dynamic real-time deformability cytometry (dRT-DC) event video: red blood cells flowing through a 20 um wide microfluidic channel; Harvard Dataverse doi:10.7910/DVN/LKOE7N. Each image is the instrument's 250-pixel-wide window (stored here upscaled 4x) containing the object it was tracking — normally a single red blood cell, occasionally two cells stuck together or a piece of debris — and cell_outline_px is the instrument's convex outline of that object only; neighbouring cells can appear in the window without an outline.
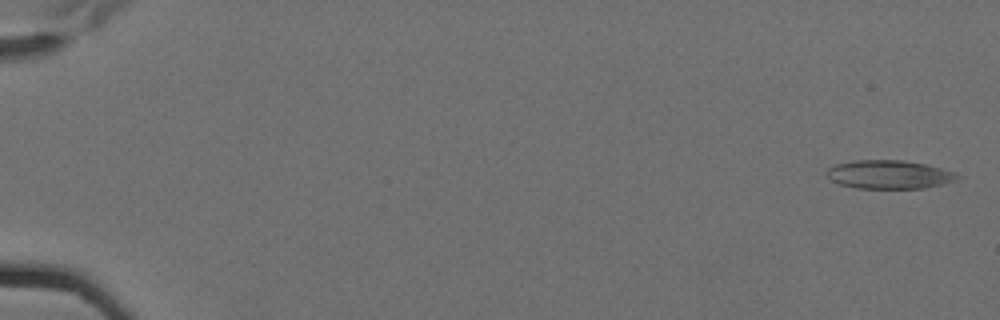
{"species": "Egyptian fruit bat (a non-hibernating species)", "species_latin": "Rousettus aegyptiacus", "temperature_condition": "cold", "stored_images_in_passage": 6, "camera_frame_rate_fps": 3000, "um_per_image_px": 0.085, "animal": {"sex": "female"}, "frame": {"image": 1, "passage_image": 1, "time_ms": 0.0, "image_size_px": [1000, 320], "cell_outline_px": [[964, 176], [956, 180], [944, 184], [924, 188], [856, 188], [840, 184], [832, 180], [828, 176], [828, 168], [836, 164], [856, 160], [900, 160], [924, 164], [956, 172]], "centroid_in_image_um": [75.64, 14.84], "position_along_channel_um": 9.4, "area_um2": 21.62}}
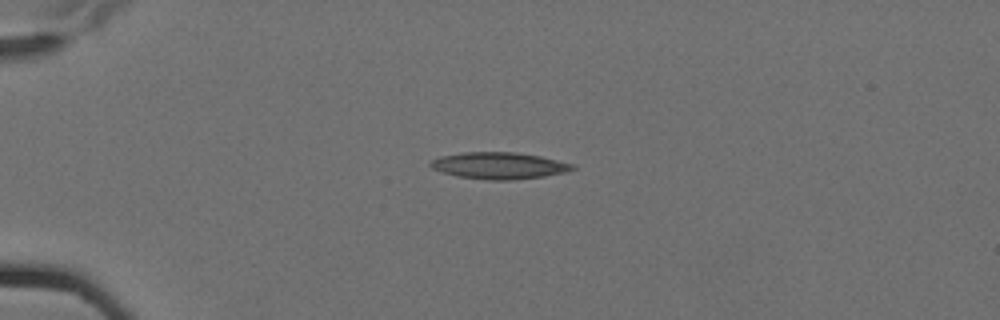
{"frame": {"image": 2, "passage_image": 4, "time_ms": 1.0, "image_size_px": [1000, 320], "cell_outline_px": [[576, 168], [568, 172], [544, 176], [512, 180], [488, 180], [456, 176], [432, 168], [428, 164], [432, 160], [440, 156], [464, 152], [516, 152], [540, 156], [576, 164]], "centroid_in_image_um": [42.46, 14.07], "position_along_channel_um": 42.5, "area_um2": 22.2}}
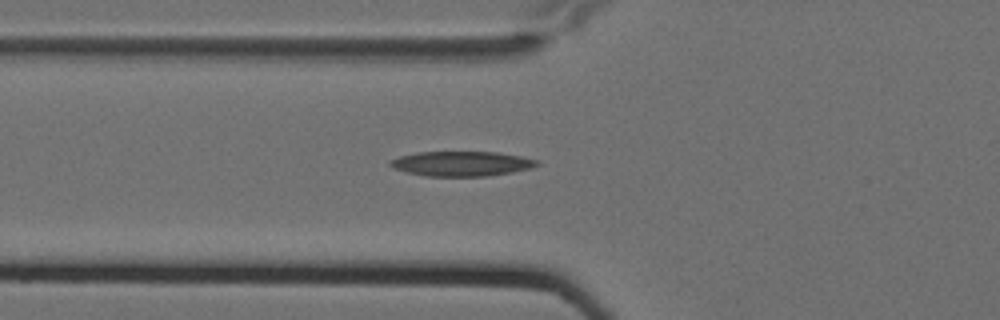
{"frame": {"image": 3, "passage_image": 6, "time_ms": 1.667, "image_size_px": [1000, 320], "cell_outline_px": [[540, 164], [532, 168], [512, 172], [488, 176], [424, 176], [392, 168], [388, 164], [388, 160], [400, 156], [416, 152], [496, 152], [520, 156], [536, 160]], "centroid_in_image_um": [39.19, 13.91], "position_along_channel_um": 86.6, "area_um2": 21.27}}